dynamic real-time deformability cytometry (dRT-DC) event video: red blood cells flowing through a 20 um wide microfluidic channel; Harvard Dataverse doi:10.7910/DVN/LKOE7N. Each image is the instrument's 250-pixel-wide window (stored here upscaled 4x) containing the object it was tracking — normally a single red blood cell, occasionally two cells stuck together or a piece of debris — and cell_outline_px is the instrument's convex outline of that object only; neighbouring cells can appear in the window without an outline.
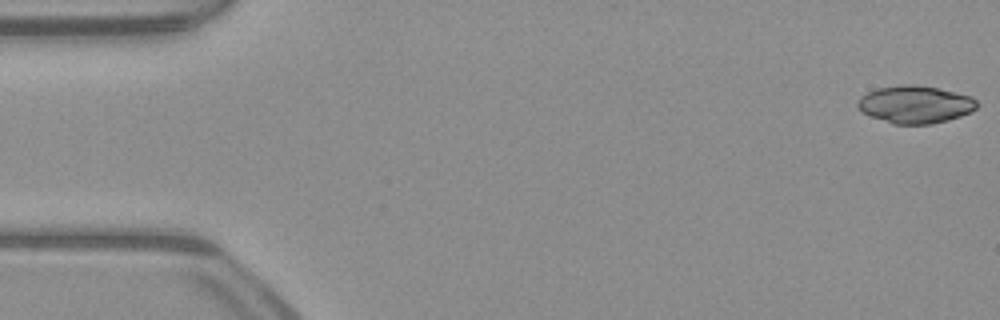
{"species": "common noctule bat (a hibernating species)", "species_latin": "Nyctalus noctula", "temperature_condition": "warm", "stored_images_in_passage": 48, "camera_frame_rate_fps": 3000, "um_per_image_px": 0.085, "animal": {"sex": "male", "body_mass_g": 23.1, "forearm_length_mm": 52.7}, "frame": {"image": 1, "passage_image": 1, "time_ms": 0.0, "image_size_px": [1000, 320], "cell_outline_px": [[980, 104], [972, 112], [948, 120], [932, 124], [892, 124], [868, 116], [860, 112], [856, 104], [860, 96], [876, 88], [900, 84], [912, 84], [936, 88], [972, 96]], "centroid_in_image_um": [77.76, 8.88], "position_along_channel_um": 7.2, "area_um2": 26.47}}
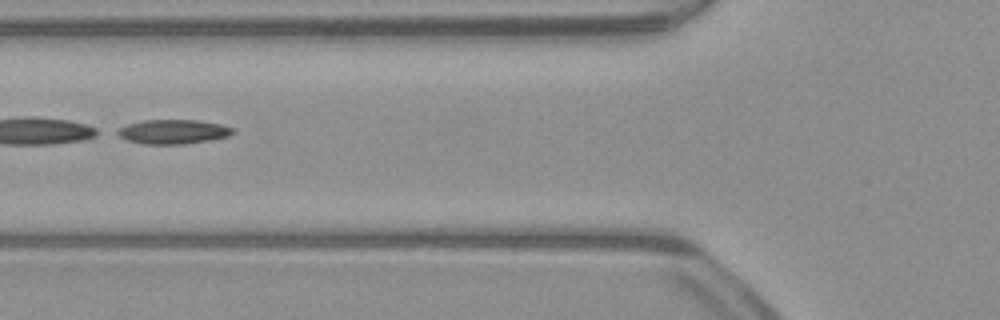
{"frame": {"image": 2, "passage_image": 20, "time_ms": 6.333, "image_size_px": [1000, 320], "cell_outline_px": [[236, 132], [228, 136], [212, 140], [184, 144], [144, 144], [128, 140], [112, 132], [128, 124], [144, 120], [196, 120], [220, 124], [232, 128]], "centroid_in_image_um": [14.71, 11.2], "position_along_channel_um": 111.1, "area_um2": 16.36}}
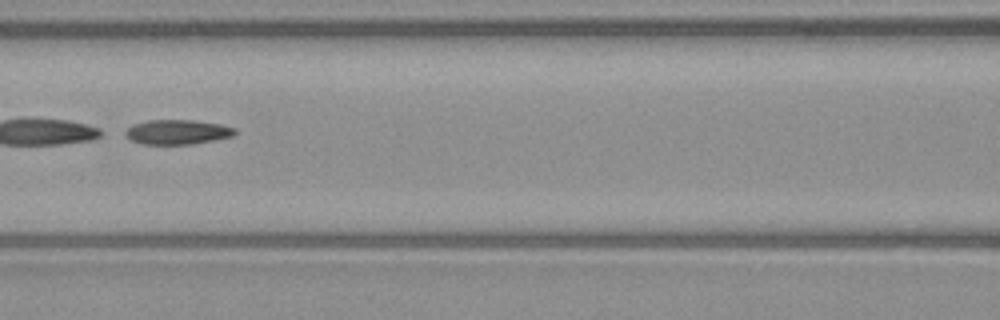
{"frame": {"image": 3, "passage_image": 23, "time_ms": 7.333, "image_size_px": [1000, 320], "cell_outline_px": [[236, 132], [232, 136], [216, 140], [192, 144], [140, 144], [124, 136], [120, 132], [132, 124], [148, 120], [196, 120], [220, 124], [236, 128]], "centroid_in_image_um": [15.02, 11.22], "position_along_channel_um": 151.6, "area_um2": 16.07}, "authors_computed_cell_mechanics": {"area_um2": 25.432, "velocity_mm_per_s": 3.9971, "shape_relaxation_time_tau1_ms": 1.0729, "shape_relaxation_time_tau2_ms": 3.4895, "deformation_change_tau1": 0.2576, "deformation_change_tau2": 0.1231}}